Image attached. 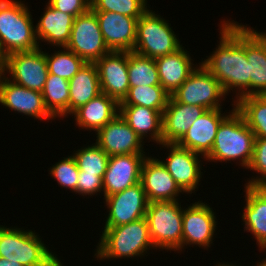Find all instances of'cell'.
<instances>
[{
	"label": "cell",
	"mask_w": 266,
	"mask_h": 266,
	"mask_svg": "<svg viewBox=\"0 0 266 266\" xmlns=\"http://www.w3.org/2000/svg\"><path fill=\"white\" fill-rule=\"evenodd\" d=\"M77 193L81 196H97L103 194V179L97 175L82 174L79 170Z\"/></svg>",
	"instance_id": "obj_38"
},
{
	"label": "cell",
	"mask_w": 266,
	"mask_h": 266,
	"mask_svg": "<svg viewBox=\"0 0 266 266\" xmlns=\"http://www.w3.org/2000/svg\"><path fill=\"white\" fill-rule=\"evenodd\" d=\"M245 204L242 220L244 231L256 240L259 251L266 250V187L244 185Z\"/></svg>",
	"instance_id": "obj_21"
},
{
	"label": "cell",
	"mask_w": 266,
	"mask_h": 266,
	"mask_svg": "<svg viewBox=\"0 0 266 266\" xmlns=\"http://www.w3.org/2000/svg\"><path fill=\"white\" fill-rule=\"evenodd\" d=\"M37 232L0 225V257L23 266H56L60 258Z\"/></svg>",
	"instance_id": "obj_5"
},
{
	"label": "cell",
	"mask_w": 266,
	"mask_h": 266,
	"mask_svg": "<svg viewBox=\"0 0 266 266\" xmlns=\"http://www.w3.org/2000/svg\"><path fill=\"white\" fill-rule=\"evenodd\" d=\"M48 3L62 13L78 15L86 13L91 8V0H48Z\"/></svg>",
	"instance_id": "obj_39"
},
{
	"label": "cell",
	"mask_w": 266,
	"mask_h": 266,
	"mask_svg": "<svg viewBox=\"0 0 266 266\" xmlns=\"http://www.w3.org/2000/svg\"><path fill=\"white\" fill-rule=\"evenodd\" d=\"M6 62V55L3 53L1 47H0V72L4 69Z\"/></svg>",
	"instance_id": "obj_41"
},
{
	"label": "cell",
	"mask_w": 266,
	"mask_h": 266,
	"mask_svg": "<svg viewBox=\"0 0 266 266\" xmlns=\"http://www.w3.org/2000/svg\"><path fill=\"white\" fill-rule=\"evenodd\" d=\"M256 266H266V262L262 259L261 262L257 261ZM255 266V265H254Z\"/></svg>",
	"instance_id": "obj_43"
},
{
	"label": "cell",
	"mask_w": 266,
	"mask_h": 266,
	"mask_svg": "<svg viewBox=\"0 0 266 266\" xmlns=\"http://www.w3.org/2000/svg\"><path fill=\"white\" fill-rule=\"evenodd\" d=\"M100 93L96 64L85 63L77 74L69 80V116Z\"/></svg>",
	"instance_id": "obj_28"
},
{
	"label": "cell",
	"mask_w": 266,
	"mask_h": 266,
	"mask_svg": "<svg viewBox=\"0 0 266 266\" xmlns=\"http://www.w3.org/2000/svg\"><path fill=\"white\" fill-rule=\"evenodd\" d=\"M234 109L235 103L231 111L226 110L227 114L222 109H207L176 144L206 157L212 150L219 125Z\"/></svg>",
	"instance_id": "obj_19"
},
{
	"label": "cell",
	"mask_w": 266,
	"mask_h": 266,
	"mask_svg": "<svg viewBox=\"0 0 266 266\" xmlns=\"http://www.w3.org/2000/svg\"><path fill=\"white\" fill-rule=\"evenodd\" d=\"M180 200L155 201L148 204L145 218L151 241L159 250L182 252L183 206ZM180 251V252H179Z\"/></svg>",
	"instance_id": "obj_6"
},
{
	"label": "cell",
	"mask_w": 266,
	"mask_h": 266,
	"mask_svg": "<svg viewBox=\"0 0 266 266\" xmlns=\"http://www.w3.org/2000/svg\"><path fill=\"white\" fill-rule=\"evenodd\" d=\"M105 44L110 51H133L136 42L137 18L115 12L94 11Z\"/></svg>",
	"instance_id": "obj_20"
},
{
	"label": "cell",
	"mask_w": 266,
	"mask_h": 266,
	"mask_svg": "<svg viewBox=\"0 0 266 266\" xmlns=\"http://www.w3.org/2000/svg\"><path fill=\"white\" fill-rule=\"evenodd\" d=\"M103 200L108 208L104 227L121 226L144 218L149 204L140 182Z\"/></svg>",
	"instance_id": "obj_13"
},
{
	"label": "cell",
	"mask_w": 266,
	"mask_h": 266,
	"mask_svg": "<svg viewBox=\"0 0 266 266\" xmlns=\"http://www.w3.org/2000/svg\"><path fill=\"white\" fill-rule=\"evenodd\" d=\"M62 261H60L56 266H64L63 265V262L61 263Z\"/></svg>",
	"instance_id": "obj_44"
},
{
	"label": "cell",
	"mask_w": 266,
	"mask_h": 266,
	"mask_svg": "<svg viewBox=\"0 0 266 266\" xmlns=\"http://www.w3.org/2000/svg\"><path fill=\"white\" fill-rule=\"evenodd\" d=\"M246 25V58L249 62L250 96L266 95V31Z\"/></svg>",
	"instance_id": "obj_23"
},
{
	"label": "cell",
	"mask_w": 266,
	"mask_h": 266,
	"mask_svg": "<svg viewBox=\"0 0 266 266\" xmlns=\"http://www.w3.org/2000/svg\"><path fill=\"white\" fill-rule=\"evenodd\" d=\"M147 154L109 156L103 176V199L140 182L141 168Z\"/></svg>",
	"instance_id": "obj_17"
},
{
	"label": "cell",
	"mask_w": 266,
	"mask_h": 266,
	"mask_svg": "<svg viewBox=\"0 0 266 266\" xmlns=\"http://www.w3.org/2000/svg\"><path fill=\"white\" fill-rule=\"evenodd\" d=\"M49 169L51 178H54V181H57L61 188L69 189L77 194L79 168L73 155L63 157L62 160H59Z\"/></svg>",
	"instance_id": "obj_36"
},
{
	"label": "cell",
	"mask_w": 266,
	"mask_h": 266,
	"mask_svg": "<svg viewBox=\"0 0 266 266\" xmlns=\"http://www.w3.org/2000/svg\"><path fill=\"white\" fill-rule=\"evenodd\" d=\"M216 213L202 200L183 209L182 251L187 246H198L208 250L213 245L217 230ZM186 245V247H185ZM209 247V248H208Z\"/></svg>",
	"instance_id": "obj_12"
},
{
	"label": "cell",
	"mask_w": 266,
	"mask_h": 266,
	"mask_svg": "<svg viewBox=\"0 0 266 266\" xmlns=\"http://www.w3.org/2000/svg\"><path fill=\"white\" fill-rule=\"evenodd\" d=\"M170 96L161 85H139L130 87L127 96L119 105H138L163 113Z\"/></svg>",
	"instance_id": "obj_31"
},
{
	"label": "cell",
	"mask_w": 266,
	"mask_h": 266,
	"mask_svg": "<svg viewBox=\"0 0 266 266\" xmlns=\"http://www.w3.org/2000/svg\"><path fill=\"white\" fill-rule=\"evenodd\" d=\"M235 109L243 116L255 138H266V95L241 97Z\"/></svg>",
	"instance_id": "obj_30"
},
{
	"label": "cell",
	"mask_w": 266,
	"mask_h": 266,
	"mask_svg": "<svg viewBox=\"0 0 266 266\" xmlns=\"http://www.w3.org/2000/svg\"><path fill=\"white\" fill-rule=\"evenodd\" d=\"M53 51L54 53L45 51L48 72L49 74L57 75L68 81L71 80L86 63L81 57L65 47H60L58 51Z\"/></svg>",
	"instance_id": "obj_33"
},
{
	"label": "cell",
	"mask_w": 266,
	"mask_h": 266,
	"mask_svg": "<svg viewBox=\"0 0 266 266\" xmlns=\"http://www.w3.org/2000/svg\"><path fill=\"white\" fill-rule=\"evenodd\" d=\"M254 140V133L243 116L234 109L219 125L212 150L204 161H237L234 163L247 169L253 156Z\"/></svg>",
	"instance_id": "obj_3"
},
{
	"label": "cell",
	"mask_w": 266,
	"mask_h": 266,
	"mask_svg": "<svg viewBox=\"0 0 266 266\" xmlns=\"http://www.w3.org/2000/svg\"><path fill=\"white\" fill-rule=\"evenodd\" d=\"M101 92L122 102L129 91L128 52L110 51L95 62Z\"/></svg>",
	"instance_id": "obj_16"
},
{
	"label": "cell",
	"mask_w": 266,
	"mask_h": 266,
	"mask_svg": "<svg viewBox=\"0 0 266 266\" xmlns=\"http://www.w3.org/2000/svg\"><path fill=\"white\" fill-rule=\"evenodd\" d=\"M171 97L205 109H222V101L227 98L219 81L200 62Z\"/></svg>",
	"instance_id": "obj_8"
},
{
	"label": "cell",
	"mask_w": 266,
	"mask_h": 266,
	"mask_svg": "<svg viewBox=\"0 0 266 266\" xmlns=\"http://www.w3.org/2000/svg\"><path fill=\"white\" fill-rule=\"evenodd\" d=\"M119 114V103L101 92L87 104L80 106L71 116L79 129L95 131L104 127Z\"/></svg>",
	"instance_id": "obj_25"
},
{
	"label": "cell",
	"mask_w": 266,
	"mask_h": 266,
	"mask_svg": "<svg viewBox=\"0 0 266 266\" xmlns=\"http://www.w3.org/2000/svg\"><path fill=\"white\" fill-rule=\"evenodd\" d=\"M42 96L46 109L55 119L69 116L68 80L48 73Z\"/></svg>",
	"instance_id": "obj_29"
},
{
	"label": "cell",
	"mask_w": 266,
	"mask_h": 266,
	"mask_svg": "<svg viewBox=\"0 0 266 266\" xmlns=\"http://www.w3.org/2000/svg\"><path fill=\"white\" fill-rule=\"evenodd\" d=\"M100 236L94 257L101 261L143 258L149 250L156 249L145 217L121 226L104 227Z\"/></svg>",
	"instance_id": "obj_2"
},
{
	"label": "cell",
	"mask_w": 266,
	"mask_h": 266,
	"mask_svg": "<svg viewBox=\"0 0 266 266\" xmlns=\"http://www.w3.org/2000/svg\"><path fill=\"white\" fill-rule=\"evenodd\" d=\"M207 109L176 102L171 96L162 113V143H177Z\"/></svg>",
	"instance_id": "obj_22"
},
{
	"label": "cell",
	"mask_w": 266,
	"mask_h": 266,
	"mask_svg": "<svg viewBox=\"0 0 266 266\" xmlns=\"http://www.w3.org/2000/svg\"><path fill=\"white\" fill-rule=\"evenodd\" d=\"M19 0H0V47L7 56L39 48L29 7Z\"/></svg>",
	"instance_id": "obj_4"
},
{
	"label": "cell",
	"mask_w": 266,
	"mask_h": 266,
	"mask_svg": "<svg viewBox=\"0 0 266 266\" xmlns=\"http://www.w3.org/2000/svg\"><path fill=\"white\" fill-rule=\"evenodd\" d=\"M219 27V44L212 54L200 63L219 81L227 96L232 92L236 94L232 98V103H235L241 97L250 96L246 26L234 20L224 19Z\"/></svg>",
	"instance_id": "obj_1"
},
{
	"label": "cell",
	"mask_w": 266,
	"mask_h": 266,
	"mask_svg": "<svg viewBox=\"0 0 266 266\" xmlns=\"http://www.w3.org/2000/svg\"><path fill=\"white\" fill-rule=\"evenodd\" d=\"M40 20L35 25L36 38L41 46V41L51 47H65L69 41L75 17L62 13L46 3ZM41 40V41H40Z\"/></svg>",
	"instance_id": "obj_24"
},
{
	"label": "cell",
	"mask_w": 266,
	"mask_h": 266,
	"mask_svg": "<svg viewBox=\"0 0 266 266\" xmlns=\"http://www.w3.org/2000/svg\"><path fill=\"white\" fill-rule=\"evenodd\" d=\"M247 169L255 171V174L260 175L247 179L245 185L266 187V138H255L253 156Z\"/></svg>",
	"instance_id": "obj_37"
},
{
	"label": "cell",
	"mask_w": 266,
	"mask_h": 266,
	"mask_svg": "<svg viewBox=\"0 0 266 266\" xmlns=\"http://www.w3.org/2000/svg\"><path fill=\"white\" fill-rule=\"evenodd\" d=\"M171 24L150 7L138 18L133 51L153 59L176 52L182 47Z\"/></svg>",
	"instance_id": "obj_7"
},
{
	"label": "cell",
	"mask_w": 266,
	"mask_h": 266,
	"mask_svg": "<svg viewBox=\"0 0 266 266\" xmlns=\"http://www.w3.org/2000/svg\"><path fill=\"white\" fill-rule=\"evenodd\" d=\"M214 266H237L236 264L234 265V264H230V263H228V262H223V263H221V262H219V263H217V265H214Z\"/></svg>",
	"instance_id": "obj_42"
},
{
	"label": "cell",
	"mask_w": 266,
	"mask_h": 266,
	"mask_svg": "<svg viewBox=\"0 0 266 266\" xmlns=\"http://www.w3.org/2000/svg\"><path fill=\"white\" fill-rule=\"evenodd\" d=\"M129 87L161 85L155 59L128 52Z\"/></svg>",
	"instance_id": "obj_32"
},
{
	"label": "cell",
	"mask_w": 266,
	"mask_h": 266,
	"mask_svg": "<svg viewBox=\"0 0 266 266\" xmlns=\"http://www.w3.org/2000/svg\"><path fill=\"white\" fill-rule=\"evenodd\" d=\"M147 2V0H91V9L115 12L138 19L150 7Z\"/></svg>",
	"instance_id": "obj_35"
},
{
	"label": "cell",
	"mask_w": 266,
	"mask_h": 266,
	"mask_svg": "<svg viewBox=\"0 0 266 266\" xmlns=\"http://www.w3.org/2000/svg\"><path fill=\"white\" fill-rule=\"evenodd\" d=\"M0 104L7 109L50 122L56 120L46 109L42 92L25 88L0 72Z\"/></svg>",
	"instance_id": "obj_14"
},
{
	"label": "cell",
	"mask_w": 266,
	"mask_h": 266,
	"mask_svg": "<svg viewBox=\"0 0 266 266\" xmlns=\"http://www.w3.org/2000/svg\"><path fill=\"white\" fill-rule=\"evenodd\" d=\"M0 266H23L20 263L9 262L7 259L0 257Z\"/></svg>",
	"instance_id": "obj_40"
},
{
	"label": "cell",
	"mask_w": 266,
	"mask_h": 266,
	"mask_svg": "<svg viewBox=\"0 0 266 266\" xmlns=\"http://www.w3.org/2000/svg\"><path fill=\"white\" fill-rule=\"evenodd\" d=\"M77 166L82 174L97 175L103 179L106 172L109 155H107L96 143L87 147H81L72 152Z\"/></svg>",
	"instance_id": "obj_34"
},
{
	"label": "cell",
	"mask_w": 266,
	"mask_h": 266,
	"mask_svg": "<svg viewBox=\"0 0 266 266\" xmlns=\"http://www.w3.org/2000/svg\"><path fill=\"white\" fill-rule=\"evenodd\" d=\"M119 114L143 142L150 139L162 144V112L138 105H119Z\"/></svg>",
	"instance_id": "obj_27"
},
{
	"label": "cell",
	"mask_w": 266,
	"mask_h": 266,
	"mask_svg": "<svg viewBox=\"0 0 266 266\" xmlns=\"http://www.w3.org/2000/svg\"><path fill=\"white\" fill-rule=\"evenodd\" d=\"M181 47L176 52L155 59L161 86L171 95L197 67L189 51Z\"/></svg>",
	"instance_id": "obj_26"
},
{
	"label": "cell",
	"mask_w": 266,
	"mask_h": 266,
	"mask_svg": "<svg viewBox=\"0 0 266 266\" xmlns=\"http://www.w3.org/2000/svg\"><path fill=\"white\" fill-rule=\"evenodd\" d=\"M65 48L81 57L86 63H95L110 52L103 39L96 13L91 8L74 19Z\"/></svg>",
	"instance_id": "obj_9"
},
{
	"label": "cell",
	"mask_w": 266,
	"mask_h": 266,
	"mask_svg": "<svg viewBox=\"0 0 266 266\" xmlns=\"http://www.w3.org/2000/svg\"><path fill=\"white\" fill-rule=\"evenodd\" d=\"M160 149H168L166 159L160 157V161L167 168L179 188L187 195L195 193L199 187L202 174L203 155L187 148L180 147L176 143H162ZM201 156V157H200ZM202 158L203 160H200ZM202 161V162H201Z\"/></svg>",
	"instance_id": "obj_11"
},
{
	"label": "cell",
	"mask_w": 266,
	"mask_h": 266,
	"mask_svg": "<svg viewBox=\"0 0 266 266\" xmlns=\"http://www.w3.org/2000/svg\"><path fill=\"white\" fill-rule=\"evenodd\" d=\"M42 50L39 47L7 55L2 73L16 84L42 92L49 73L45 51Z\"/></svg>",
	"instance_id": "obj_10"
},
{
	"label": "cell",
	"mask_w": 266,
	"mask_h": 266,
	"mask_svg": "<svg viewBox=\"0 0 266 266\" xmlns=\"http://www.w3.org/2000/svg\"><path fill=\"white\" fill-rule=\"evenodd\" d=\"M140 183L149 203L176 201L180 194H185L159 158L149 156V152L141 168Z\"/></svg>",
	"instance_id": "obj_18"
},
{
	"label": "cell",
	"mask_w": 266,
	"mask_h": 266,
	"mask_svg": "<svg viewBox=\"0 0 266 266\" xmlns=\"http://www.w3.org/2000/svg\"><path fill=\"white\" fill-rule=\"evenodd\" d=\"M95 143L109 156L147 154L137 133L118 114L96 133Z\"/></svg>",
	"instance_id": "obj_15"
}]
</instances>
